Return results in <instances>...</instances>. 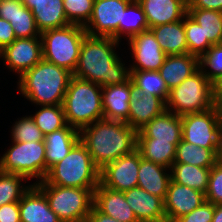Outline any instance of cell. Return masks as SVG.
Wrapping results in <instances>:
<instances>
[{
  "mask_svg": "<svg viewBox=\"0 0 222 222\" xmlns=\"http://www.w3.org/2000/svg\"><path fill=\"white\" fill-rule=\"evenodd\" d=\"M128 41L136 62L130 65V70L158 71L160 69L166 54L150 29L138 33Z\"/></svg>",
  "mask_w": 222,
  "mask_h": 222,
  "instance_id": "14",
  "label": "cell"
},
{
  "mask_svg": "<svg viewBox=\"0 0 222 222\" xmlns=\"http://www.w3.org/2000/svg\"><path fill=\"white\" fill-rule=\"evenodd\" d=\"M45 195L50 209L62 222H86L93 207L96 188L62 187L34 183Z\"/></svg>",
  "mask_w": 222,
  "mask_h": 222,
  "instance_id": "7",
  "label": "cell"
},
{
  "mask_svg": "<svg viewBox=\"0 0 222 222\" xmlns=\"http://www.w3.org/2000/svg\"><path fill=\"white\" fill-rule=\"evenodd\" d=\"M80 140L79 130L67 125L44 137L46 145V174L48 169L64 159Z\"/></svg>",
  "mask_w": 222,
  "mask_h": 222,
  "instance_id": "25",
  "label": "cell"
},
{
  "mask_svg": "<svg viewBox=\"0 0 222 222\" xmlns=\"http://www.w3.org/2000/svg\"><path fill=\"white\" fill-rule=\"evenodd\" d=\"M17 0H0V18L10 22L15 15V2Z\"/></svg>",
  "mask_w": 222,
  "mask_h": 222,
  "instance_id": "46",
  "label": "cell"
},
{
  "mask_svg": "<svg viewBox=\"0 0 222 222\" xmlns=\"http://www.w3.org/2000/svg\"><path fill=\"white\" fill-rule=\"evenodd\" d=\"M167 169L169 168L148 161L140 155L137 186L164 200L171 181V173L167 174Z\"/></svg>",
  "mask_w": 222,
  "mask_h": 222,
  "instance_id": "26",
  "label": "cell"
},
{
  "mask_svg": "<svg viewBox=\"0 0 222 222\" xmlns=\"http://www.w3.org/2000/svg\"><path fill=\"white\" fill-rule=\"evenodd\" d=\"M214 107L215 85L203 74L201 68L172 88L166 102V110L179 116Z\"/></svg>",
  "mask_w": 222,
  "mask_h": 222,
  "instance_id": "6",
  "label": "cell"
},
{
  "mask_svg": "<svg viewBox=\"0 0 222 222\" xmlns=\"http://www.w3.org/2000/svg\"><path fill=\"white\" fill-rule=\"evenodd\" d=\"M86 35L84 27L78 24H69L42 32L40 36L43 59L73 73Z\"/></svg>",
  "mask_w": 222,
  "mask_h": 222,
  "instance_id": "8",
  "label": "cell"
},
{
  "mask_svg": "<svg viewBox=\"0 0 222 222\" xmlns=\"http://www.w3.org/2000/svg\"><path fill=\"white\" fill-rule=\"evenodd\" d=\"M166 55H183L188 53L184 18L177 22L149 28Z\"/></svg>",
  "mask_w": 222,
  "mask_h": 222,
  "instance_id": "27",
  "label": "cell"
},
{
  "mask_svg": "<svg viewBox=\"0 0 222 222\" xmlns=\"http://www.w3.org/2000/svg\"><path fill=\"white\" fill-rule=\"evenodd\" d=\"M130 72V79L133 82L134 90L136 92H144L161 98L165 103L167 102L170 90L159 71L130 70Z\"/></svg>",
  "mask_w": 222,
  "mask_h": 222,
  "instance_id": "31",
  "label": "cell"
},
{
  "mask_svg": "<svg viewBox=\"0 0 222 222\" xmlns=\"http://www.w3.org/2000/svg\"><path fill=\"white\" fill-rule=\"evenodd\" d=\"M0 222H21L19 202L8 203L0 207Z\"/></svg>",
  "mask_w": 222,
  "mask_h": 222,
  "instance_id": "43",
  "label": "cell"
},
{
  "mask_svg": "<svg viewBox=\"0 0 222 222\" xmlns=\"http://www.w3.org/2000/svg\"><path fill=\"white\" fill-rule=\"evenodd\" d=\"M205 201L206 196L201 191L177 184L171 180L164 199L166 222H174L176 219L189 214Z\"/></svg>",
  "mask_w": 222,
  "mask_h": 222,
  "instance_id": "15",
  "label": "cell"
},
{
  "mask_svg": "<svg viewBox=\"0 0 222 222\" xmlns=\"http://www.w3.org/2000/svg\"><path fill=\"white\" fill-rule=\"evenodd\" d=\"M31 117L44 136L68 125L62 105H41Z\"/></svg>",
  "mask_w": 222,
  "mask_h": 222,
  "instance_id": "34",
  "label": "cell"
},
{
  "mask_svg": "<svg viewBox=\"0 0 222 222\" xmlns=\"http://www.w3.org/2000/svg\"><path fill=\"white\" fill-rule=\"evenodd\" d=\"M79 133L99 170L137 149L138 131L126 122L102 119L83 127Z\"/></svg>",
  "mask_w": 222,
  "mask_h": 222,
  "instance_id": "2",
  "label": "cell"
},
{
  "mask_svg": "<svg viewBox=\"0 0 222 222\" xmlns=\"http://www.w3.org/2000/svg\"><path fill=\"white\" fill-rule=\"evenodd\" d=\"M187 9H210L222 12V0H187Z\"/></svg>",
  "mask_w": 222,
  "mask_h": 222,
  "instance_id": "45",
  "label": "cell"
},
{
  "mask_svg": "<svg viewBox=\"0 0 222 222\" xmlns=\"http://www.w3.org/2000/svg\"><path fill=\"white\" fill-rule=\"evenodd\" d=\"M137 150L142 158L171 168L176 155V145L169 141H155V139H137Z\"/></svg>",
  "mask_w": 222,
  "mask_h": 222,
  "instance_id": "30",
  "label": "cell"
},
{
  "mask_svg": "<svg viewBox=\"0 0 222 222\" xmlns=\"http://www.w3.org/2000/svg\"><path fill=\"white\" fill-rule=\"evenodd\" d=\"M124 196L138 222H166L164 200L140 187L124 191Z\"/></svg>",
  "mask_w": 222,
  "mask_h": 222,
  "instance_id": "16",
  "label": "cell"
},
{
  "mask_svg": "<svg viewBox=\"0 0 222 222\" xmlns=\"http://www.w3.org/2000/svg\"><path fill=\"white\" fill-rule=\"evenodd\" d=\"M181 116L165 110L138 131L137 139L169 141L176 146L182 140Z\"/></svg>",
  "mask_w": 222,
  "mask_h": 222,
  "instance_id": "21",
  "label": "cell"
},
{
  "mask_svg": "<svg viewBox=\"0 0 222 222\" xmlns=\"http://www.w3.org/2000/svg\"><path fill=\"white\" fill-rule=\"evenodd\" d=\"M132 1L95 0L91 17L83 26L87 35L111 37L119 42V22H122L124 10Z\"/></svg>",
  "mask_w": 222,
  "mask_h": 222,
  "instance_id": "11",
  "label": "cell"
},
{
  "mask_svg": "<svg viewBox=\"0 0 222 222\" xmlns=\"http://www.w3.org/2000/svg\"><path fill=\"white\" fill-rule=\"evenodd\" d=\"M118 45L119 42L111 37L86 35L82 41L73 76L102 87L120 85L129 81L130 68L125 67L115 53Z\"/></svg>",
  "mask_w": 222,
  "mask_h": 222,
  "instance_id": "1",
  "label": "cell"
},
{
  "mask_svg": "<svg viewBox=\"0 0 222 222\" xmlns=\"http://www.w3.org/2000/svg\"><path fill=\"white\" fill-rule=\"evenodd\" d=\"M34 15L40 34L71 24L65 14L63 0H21Z\"/></svg>",
  "mask_w": 222,
  "mask_h": 222,
  "instance_id": "18",
  "label": "cell"
},
{
  "mask_svg": "<svg viewBox=\"0 0 222 222\" xmlns=\"http://www.w3.org/2000/svg\"><path fill=\"white\" fill-rule=\"evenodd\" d=\"M149 29L146 15L137 0H133L124 10L122 22H119V41L121 35L130 40L133 36Z\"/></svg>",
  "mask_w": 222,
  "mask_h": 222,
  "instance_id": "33",
  "label": "cell"
},
{
  "mask_svg": "<svg viewBox=\"0 0 222 222\" xmlns=\"http://www.w3.org/2000/svg\"><path fill=\"white\" fill-rule=\"evenodd\" d=\"M4 64L19 74V78L43 59L42 39L16 38L10 45L0 51Z\"/></svg>",
  "mask_w": 222,
  "mask_h": 222,
  "instance_id": "13",
  "label": "cell"
},
{
  "mask_svg": "<svg viewBox=\"0 0 222 222\" xmlns=\"http://www.w3.org/2000/svg\"><path fill=\"white\" fill-rule=\"evenodd\" d=\"M214 214V204L205 201L202 205L186 214L174 222H212Z\"/></svg>",
  "mask_w": 222,
  "mask_h": 222,
  "instance_id": "42",
  "label": "cell"
},
{
  "mask_svg": "<svg viewBox=\"0 0 222 222\" xmlns=\"http://www.w3.org/2000/svg\"><path fill=\"white\" fill-rule=\"evenodd\" d=\"M218 151L219 149L198 147L182 139L176 146L174 163L212 168L218 162Z\"/></svg>",
  "mask_w": 222,
  "mask_h": 222,
  "instance_id": "29",
  "label": "cell"
},
{
  "mask_svg": "<svg viewBox=\"0 0 222 222\" xmlns=\"http://www.w3.org/2000/svg\"><path fill=\"white\" fill-rule=\"evenodd\" d=\"M206 201L214 205L222 204V163L219 161L211 168Z\"/></svg>",
  "mask_w": 222,
  "mask_h": 222,
  "instance_id": "41",
  "label": "cell"
},
{
  "mask_svg": "<svg viewBox=\"0 0 222 222\" xmlns=\"http://www.w3.org/2000/svg\"><path fill=\"white\" fill-rule=\"evenodd\" d=\"M12 140L17 142H38L44 141V134L35 124L31 116L22 117L13 125Z\"/></svg>",
  "mask_w": 222,
  "mask_h": 222,
  "instance_id": "40",
  "label": "cell"
},
{
  "mask_svg": "<svg viewBox=\"0 0 222 222\" xmlns=\"http://www.w3.org/2000/svg\"><path fill=\"white\" fill-rule=\"evenodd\" d=\"M67 124L81 130L104 119L102 86L72 76L62 103Z\"/></svg>",
  "mask_w": 222,
  "mask_h": 222,
  "instance_id": "4",
  "label": "cell"
},
{
  "mask_svg": "<svg viewBox=\"0 0 222 222\" xmlns=\"http://www.w3.org/2000/svg\"><path fill=\"white\" fill-rule=\"evenodd\" d=\"M21 222H62L45 195L33 184L19 201Z\"/></svg>",
  "mask_w": 222,
  "mask_h": 222,
  "instance_id": "23",
  "label": "cell"
},
{
  "mask_svg": "<svg viewBox=\"0 0 222 222\" xmlns=\"http://www.w3.org/2000/svg\"><path fill=\"white\" fill-rule=\"evenodd\" d=\"M0 159V171L43 181L46 176L45 141L17 142Z\"/></svg>",
  "mask_w": 222,
  "mask_h": 222,
  "instance_id": "9",
  "label": "cell"
},
{
  "mask_svg": "<svg viewBox=\"0 0 222 222\" xmlns=\"http://www.w3.org/2000/svg\"><path fill=\"white\" fill-rule=\"evenodd\" d=\"M182 139L198 147L219 149L222 112L215 106L203 112L181 116Z\"/></svg>",
  "mask_w": 222,
  "mask_h": 222,
  "instance_id": "10",
  "label": "cell"
},
{
  "mask_svg": "<svg viewBox=\"0 0 222 222\" xmlns=\"http://www.w3.org/2000/svg\"><path fill=\"white\" fill-rule=\"evenodd\" d=\"M93 206L99 212L109 215L120 222H138L125 199L124 192L109 189L101 183L94 190Z\"/></svg>",
  "mask_w": 222,
  "mask_h": 222,
  "instance_id": "20",
  "label": "cell"
},
{
  "mask_svg": "<svg viewBox=\"0 0 222 222\" xmlns=\"http://www.w3.org/2000/svg\"><path fill=\"white\" fill-rule=\"evenodd\" d=\"M211 168H202L184 163H173L170 168L171 180L177 184L206 193Z\"/></svg>",
  "mask_w": 222,
  "mask_h": 222,
  "instance_id": "28",
  "label": "cell"
},
{
  "mask_svg": "<svg viewBox=\"0 0 222 222\" xmlns=\"http://www.w3.org/2000/svg\"><path fill=\"white\" fill-rule=\"evenodd\" d=\"M141 5L149 28L177 22L187 14V0H137Z\"/></svg>",
  "mask_w": 222,
  "mask_h": 222,
  "instance_id": "22",
  "label": "cell"
},
{
  "mask_svg": "<svg viewBox=\"0 0 222 222\" xmlns=\"http://www.w3.org/2000/svg\"><path fill=\"white\" fill-rule=\"evenodd\" d=\"M10 24L14 29L16 38L41 37L32 11L24 6L21 0L15 2V15L10 20Z\"/></svg>",
  "mask_w": 222,
  "mask_h": 222,
  "instance_id": "36",
  "label": "cell"
},
{
  "mask_svg": "<svg viewBox=\"0 0 222 222\" xmlns=\"http://www.w3.org/2000/svg\"><path fill=\"white\" fill-rule=\"evenodd\" d=\"M133 91L134 85L131 79L124 84L102 87L104 119L126 122Z\"/></svg>",
  "mask_w": 222,
  "mask_h": 222,
  "instance_id": "17",
  "label": "cell"
},
{
  "mask_svg": "<svg viewBox=\"0 0 222 222\" xmlns=\"http://www.w3.org/2000/svg\"><path fill=\"white\" fill-rule=\"evenodd\" d=\"M187 14L202 26L204 39H208L212 45L222 43V12L210 9H187Z\"/></svg>",
  "mask_w": 222,
  "mask_h": 222,
  "instance_id": "32",
  "label": "cell"
},
{
  "mask_svg": "<svg viewBox=\"0 0 222 222\" xmlns=\"http://www.w3.org/2000/svg\"><path fill=\"white\" fill-rule=\"evenodd\" d=\"M199 67L203 74L214 84L222 80V43L212 45L200 58ZM208 67L207 71L205 68Z\"/></svg>",
  "mask_w": 222,
  "mask_h": 222,
  "instance_id": "38",
  "label": "cell"
},
{
  "mask_svg": "<svg viewBox=\"0 0 222 222\" xmlns=\"http://www.w3.org/2000/svg\"><path fill=\"white\" fill-rule=\"evenodd\" d=\"M86 222H120L109 215L99 212L94 206L92 207Z\"/></svg>",
  "mask_w": 222,
  "mask_h": 222,
  "instance_id": "47",
  "label": "cell"
},
{
  "mask_svg": "<svg viewBox=\"0 0 222 222\" xmlns=\"http://www.w3.org/2000/svg\"><path fill=\"white\" fill-rule=\"evenodd\" d=\"M215 106L222 112V80L215 85Z\"/></svg>",
  "mask_w": 222,
  "mask_h": 222,
  "instance_id": "48",
  "label": "cell"
},
{
  "mask_svg": "<svg viewBox=\"0 0 222 222\" xmlns=\"http://www.w3.org/2000/svg\"><path fill=\"white\" fill-rule=\"evenodd\" d=\"M15 39V32L10 22L0 18V51L10 45Z\"/></svg>",
  "mask_w": 222,
  "mask_h": 222,
  "instance_id": "44",
  "label": "cell"
},
{
  "mask_svg": "<svg viewBox=\"0 0 222 222\" xmlns=\"http://www.w3.org/2000/svg\"><path fill=\"white\" fill-rule=\"evenodd\" d=\"M184 29L188 53L200 58L212 46V44L208 39H204L202 26H200L188 14L184 16Z\"/></svg>",
  "mask_w": 222,
  "mask_h": 222,
  "instance_id": "37",
  "label": "cell"
},
{
  "mask_svg": "<svg viewBox=\"0 0 222 222\" xmlns=\"http://www.w3.org/2000/svg\"><path fill=\"white\" fill-rule=\"evenodd\" d=\"M212 222H222V204L214 205V214Z\"/></svg>",
  "mask_w": 222,
  "mask_h": 222,
  "instance_id": "49",
  "label": "cell"
},
{
  "mask_svg": "<svg viewBox=\"0 0 222 222\" xmlns=\"http://www.w3.org/2000/svg\"><path fill=\"white\" fill-rule=\"evenodd\" d=\"M62 187L96 188L100 170L94 165L86 146L79 140L68 155L48 169L43 181Z\"/></svg>",
  "mask_w": 222,
  "mask_h": 222,
  "instance_id": "5",
  "label": "cell"
},
{
  "mask_svg": "<svg viewBox=\"0 0 222 222\" xmlns=\"http://www.w3.org/2000/svg\"><path fill=\"white\" fill-rule=\"evenodd\" d=\"M95 0H63L66 17L71 24L84 26L90 19Z\"/></svg>",
  "mask_w": 222,
  "mask_h": 222,
  "instance_id": "39",
  "label": "cell"
},
{
  "mask_svg": "<svg viewBox=\"0 0 222 222\" xmlns=\"http://www.w3.org/2000/svg\"><path fill=\"white\" fill-rule=\"evenodd\" d=\"M22 181L27 178L13 173L0 171V207L13 202H19L32 185L24 186Z\"/></svg>",
  "mask_w": 222,
  "mask_h": 222,
  "instance_id": "35",
  "label": "cell"
},
{
  "mask_svg": "<svg viewBox=\"0 0 222 222\" xmlns=\"http://www.w3.org/2000/svg\"><path fill=\"white\" fill-rule=\"evenodd\" d=\"M139 167L140 153L136 149L100 170V183L109 189L121 192L137 187Z\"/></svg>",
  "mask_w": 222,
  "mask_h": 222,
  "instance_id": "12",
  "label": "cell"
},
{
  "mask_svg": "<svg viewBox=\"0 0 222 222\" xmlns=\"http://www.w3.org/2000/svg\"><path fill=\"white\" fill-rule=\"evenodd\" d=\"M165 110L166 103L161 98L134 90L130 96L129 117L126 123L139 131Z\"/></svg>",
  "mask_w": 222,
  "mask_h": 222,
  "instance_id": "19",
  "label": "cell"
},
{
  "mask_svg": "<svg viewBox=\"0 0 222 222\" xmlns=\"http://www.w3.org/2000/svg\"><path fill=\"white\" fill-rule=\"evenodd\" d=\"M72 76L66 68L42 59L19 78L18 89L36 105H62Z\"/></svg>",
  "mask_w": 222,
  "mask_h": 222,
  "instance_id": "3",
  "label": "cell"
},
{
  "mask_svg": "<svg viewBox=\"0 0 222 222\" xmlns=\"http://www.w3.org/2000/svg\"><path fill=\"white\" fill-rule=\"evenodd\" d=\"M199 57L192 54L166 55L158 70L169 90L178 86L199 69Z\"/></svg>",
  "mask_w": 222,
  "mask_h": 222,
  "instance_id": "24",
  "label": "cell"
},
{
  "mask_svg": "<svg viewBox=\"0 0 222 222\" xmlns=\"http://www.w3.org/2000/svg\"><path fill=\"white\" fill-rule=\"evenodd\" d=\"M218 161L222 163V132H221L220 145H219V151H218Z\"/></svg>",
  "mask_w": 222,
  "mask_h": 222,
  "instance_id": "50",
  "label": "cell"
}]
</instances>
